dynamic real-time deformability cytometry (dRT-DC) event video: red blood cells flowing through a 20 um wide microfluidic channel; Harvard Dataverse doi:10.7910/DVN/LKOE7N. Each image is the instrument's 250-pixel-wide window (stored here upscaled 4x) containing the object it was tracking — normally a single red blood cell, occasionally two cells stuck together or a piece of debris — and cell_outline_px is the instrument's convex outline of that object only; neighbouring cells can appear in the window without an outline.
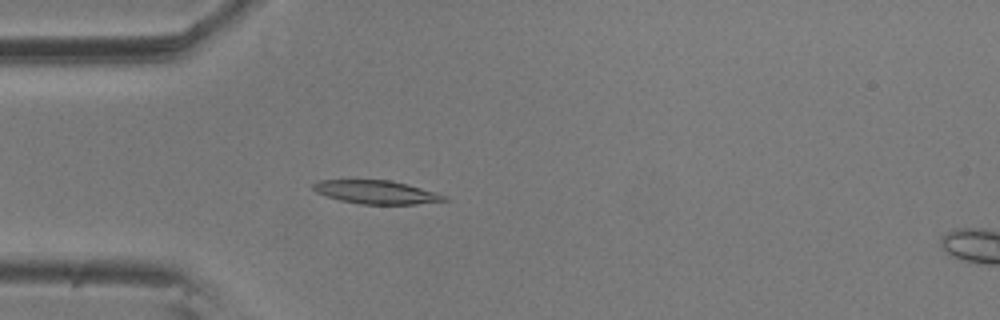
{"species": "common noctule bat (a hibernating species)", "species_latin": "Nyctalus noctula", "temperature_condition": "room temperature", "stored_images_in_passage": 5, "camera_frame_rate_fps": 3000, "um_per_image_px": 0.085, "animal": {"sex": "male", "body_mass_g": 20.5, "forearm_length_mm": 52.5}, "frame": {"image": 1, "passage_image": 4, "time_ms": 1.0, "image_size_px": [1000, 320], "cell_outline_px": [[448, 200], [416, 204], [360, 204], [340, 200], [316, 192], [312, 188], [312, 184], [320, 180], [392, 180], [408, 184], [436, 192], [448, 196]], "centroid_in_image_um": [32.01, 16.33], "position_along_channel_um": 53.0, "area_um2": 17.86}}